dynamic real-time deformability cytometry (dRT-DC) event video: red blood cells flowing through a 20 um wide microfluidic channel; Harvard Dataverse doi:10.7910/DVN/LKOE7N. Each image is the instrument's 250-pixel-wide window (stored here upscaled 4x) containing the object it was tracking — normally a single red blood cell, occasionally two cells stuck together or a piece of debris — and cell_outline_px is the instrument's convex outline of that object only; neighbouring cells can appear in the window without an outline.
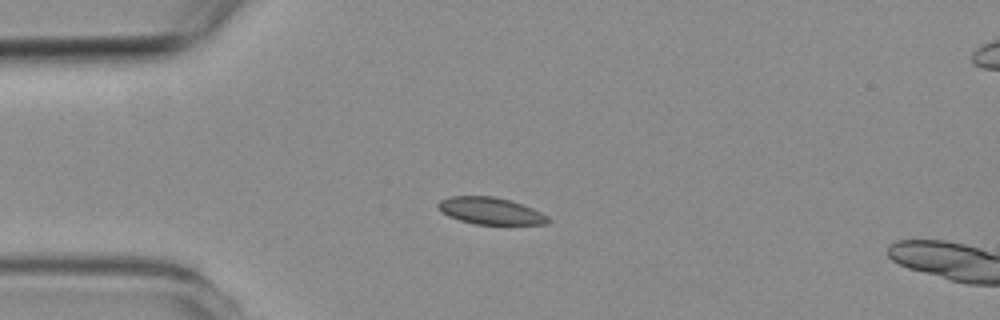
{"species": "common noctule bat (a hibernating species)", "species_latin": "Nyctalus noctula", "temperature_condition": "room temperature", "stored_images_in_passage": 5, "camera_frame_rate_fps": 3000, "um_per_image_px": 0.085, "animal": {"sex": "female", "body_mass_g": 19.3, "forearm_length_mm": 54.1}, "frame": {"image": 1, "passage_image": 4, "time_ms": 3.333, "image_size_px": [1000, 320], "cell_outline_px": [[552, 220], [548, 224], [476, 224], [460, 220], [448, 216], [440, 212], [436, 204], [440, 200], [452, 196], [492, 196], [508, 200], [532, 208], [548, 216]], "centroid_in_image_um": [41.67, 17.93], "position_along_channel_um": 43.3, "area_um2": 17.17}}